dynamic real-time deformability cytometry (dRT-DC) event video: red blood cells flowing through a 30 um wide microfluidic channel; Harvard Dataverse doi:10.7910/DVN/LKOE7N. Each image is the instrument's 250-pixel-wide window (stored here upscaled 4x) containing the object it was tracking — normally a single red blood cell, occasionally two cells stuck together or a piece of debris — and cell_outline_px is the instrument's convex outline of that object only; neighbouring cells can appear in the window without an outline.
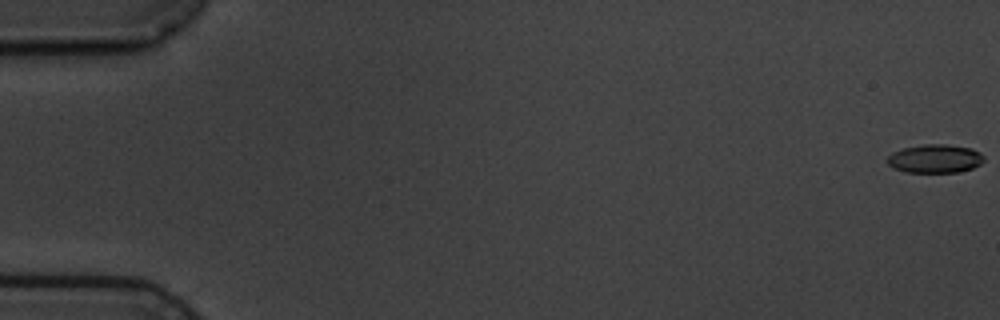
{"species": "common noctule bat (a hibernating species)", "species_latin": "Nyctalus noctula", "temperature_condition": "cold", "stored_images_in_passage": 7, "segment_of_instrument_passage": [1, 2], "camera_frame_rate_fps": 3000, "um_per_image_px": 0.085, "animal": {"sex": "male", "body_mass_g": 19.5, "forearm_length_mm": 54.6}, "frame": {"image": 1, "passage_image": 1, "time_ms": 0.0, "image_size_px": [1000, 320], "cell_outline_px": [[984, 160], [980, 164], [972, 168], [960, 172], [904, 172], [888, 164], [888, 156], [892, 152], [904, 148], [924, 144], [948, 144], [972, 148], [980, 152], [984, 156]], "centroid_in_image_um": [79.51, 13.48], "position_along_channel_um": 5.5, "area_um2": 16.07}}
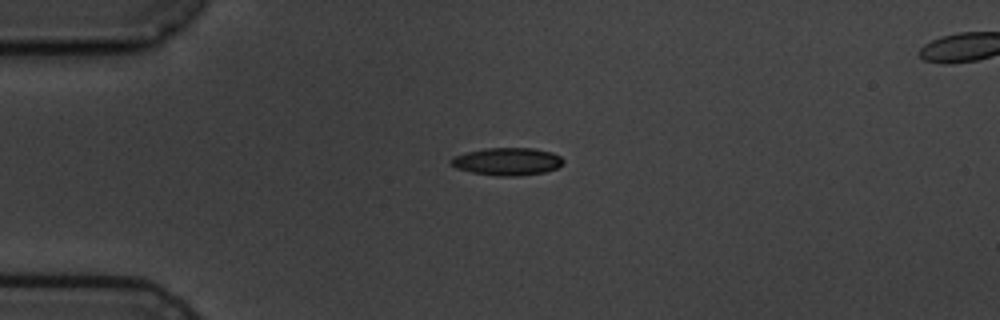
{"frame": {"image": 2, "passage_image": 5, "time_ms": 4.667, "image_size_px": [1000, 320], "cell_outline_px": [[564, 164], [556, 168], [544, 172], [516, 176], [496, 176], [472, 172], [456, 168], [448, 160], [452, 156], [484, 148], [532, 148], [552, 152], [560, 156], [564, 160]], "centroid_in_image_um": [43.11, 13.72], "position_along_channel_um": 41.9, "area_um2": 18.09}}